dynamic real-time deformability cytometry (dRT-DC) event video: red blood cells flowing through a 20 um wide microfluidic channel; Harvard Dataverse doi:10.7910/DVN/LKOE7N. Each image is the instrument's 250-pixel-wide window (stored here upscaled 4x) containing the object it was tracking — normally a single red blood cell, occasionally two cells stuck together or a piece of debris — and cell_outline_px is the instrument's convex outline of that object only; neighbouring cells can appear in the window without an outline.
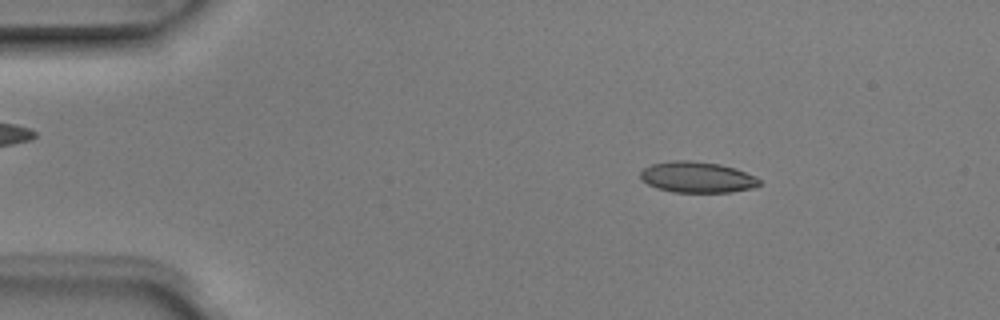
{"species": "Egyptian fruit bat (a non-hibernating species)", "species_latin": "Rousettus aegyptiacus", "temperature_condition": "room temperature", "stored_images_in_passage": 4, "camera_frame_rate_fps": 3000, "um_per_image_px": 0.085, "animal": {"sex": "male"}, "frame": {"image": 1, "passage_image": 2, "time_ms": 0.333, "image_size_px": [1000, 320], "cell_outline_px": [[760, 184], [752, 188], [732, 192], [672, 192], [656, 188], [648, 184], [640, 176], [640, 172], [644, 168], [652, 164], [672, 160], [692, 160], [720, 164], [744, 172], [760, 180]], "centroid_in_image_um": [59.22, 15.06], "position_along_channel_um": 25.8, "area_um2": 21.27}}